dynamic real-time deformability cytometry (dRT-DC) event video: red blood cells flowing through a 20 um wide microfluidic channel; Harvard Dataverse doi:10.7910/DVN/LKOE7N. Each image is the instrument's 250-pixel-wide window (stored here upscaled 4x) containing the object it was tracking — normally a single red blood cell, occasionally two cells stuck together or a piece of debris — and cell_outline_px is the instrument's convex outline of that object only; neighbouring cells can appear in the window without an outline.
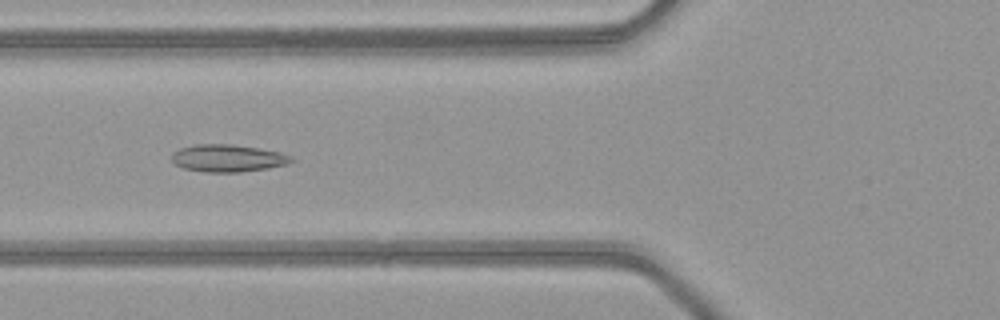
{"species": "common noctule bat (a hibernating species)", "species_latin": "Nyctalus noctula", "temperature_condition": "warm", "stored_images_in_passage": 35, "camera_frame_rate_fps": 3000, "um_per_image_px": 0.085, "animal": {"sex": "female", "body_mass_g": 21.9}, "frame": {"image": 1, "passage_image": 5, "time_ms": 1.333, "image_size_px": [1000, 320], "cell_outline_px": [[296, 160], [288, 164], [268, 168], [240, 172], [204, 172], [184, 168], [176, 164], [172, 160], [172, 152], [180, 148], [196, 144], [232, 144], [260, 148], [280, 152]], "centroid_in_image_um": [19.37, 13.44], "position_along_channel_um": 106.4, "area_um2": 19.07}}
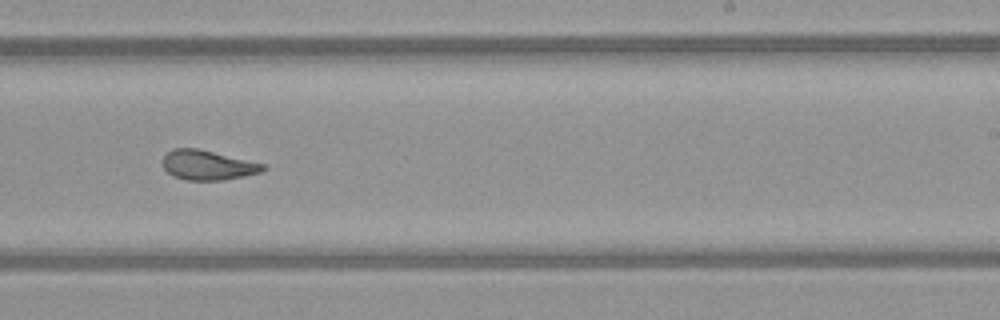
{"frame": {"image": 2, "passage_image": 17, "time_ms": 5.333, "image_size_px": [1000, 320], "cell_outline_px": [[268, 168], [260, 172], [244, 176], [220, 180], [188, 180], [176, 176], [168, 172], [160, 164], [160, 160], [172, 148], [196, 148], [264, 164]], "centroid_in_image_um": [17.61, 14.03], "position_along_channel_um": 271.4, "area_um2": 17.17}}
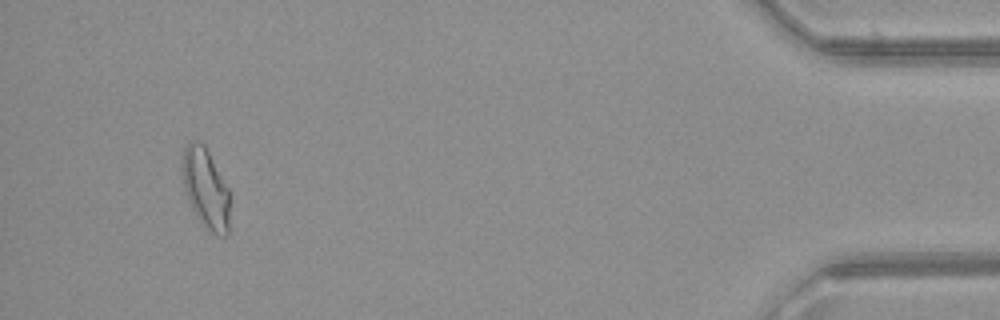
{"frame": {"image": 3, "passage_image": 33, "time_ms": 10.667, "image_size_px": [1000, 320], "cell_outline_px": [[228, 236], [216, 236], [208, 232], [204, 228], [196, 216], [188, 200], [184, 188], [180, 164], [180, 160], [184, 148], [192, 140], [196, 140], [204, 144], [228, 188]], "centroid_in_image_um": [17.44, 16.03], "position_along_channel_um": 417.8, "area_um2": 22.37}}